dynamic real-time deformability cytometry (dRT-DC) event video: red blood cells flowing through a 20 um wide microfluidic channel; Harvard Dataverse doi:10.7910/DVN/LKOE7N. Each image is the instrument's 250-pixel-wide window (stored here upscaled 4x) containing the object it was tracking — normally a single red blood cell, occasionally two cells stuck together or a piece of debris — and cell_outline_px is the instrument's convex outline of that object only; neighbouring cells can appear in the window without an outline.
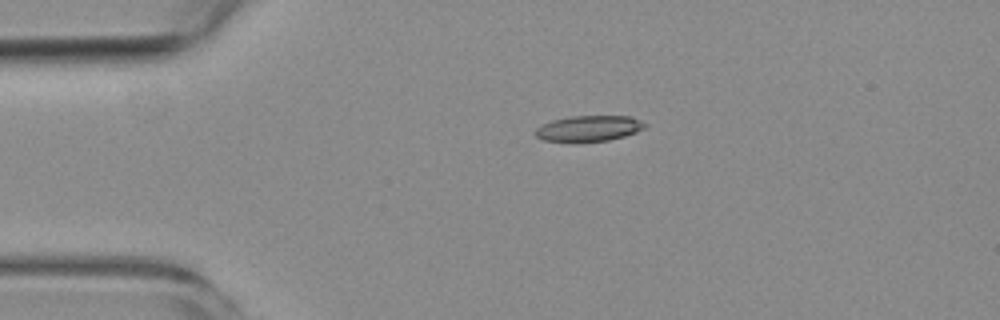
{"species": "common noctule bat (a hibernating species)", "species_latin": "Nyctalus noctula", "temperature_condition": "room temperature", "stored_images_in_passage": 3, "camera_frame_rate_fps": 3000, "um_per_image_px": 0.085, "animal": {"sex": "female", "body_mass_g": 19.3, "forearm_length_mm": 54.1}, "frame": {"image": 1, "passage_image": 2, "time_ms": 1.0, "image_size_px": [1000, 320], "cell_outline_px": [[648, 124], [644, 128], [636, 132], [624, 136], [608, 140], [576, 144], [572, 144], [544, 140], [536, 136], [536, 128], [552, 120], [572, 116], [632, 116]], "centroid_in_image_um": [50.05, 10.95], "position_along_channel_um": 35.0, "area_um2": 16.88}}